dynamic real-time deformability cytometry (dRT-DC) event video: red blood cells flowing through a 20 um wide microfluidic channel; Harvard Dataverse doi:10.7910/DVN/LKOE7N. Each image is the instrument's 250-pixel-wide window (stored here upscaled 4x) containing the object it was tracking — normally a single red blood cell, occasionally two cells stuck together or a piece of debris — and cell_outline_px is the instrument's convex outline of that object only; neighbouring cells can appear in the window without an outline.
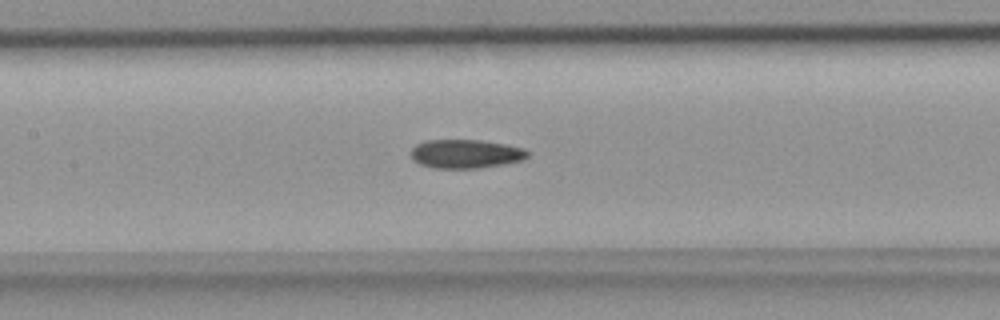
{"species": "common noctule bat (a hibernating species)", "species_latin": "Nyctalus noctula", "temperature_condition": "room temperature", "stored_images_in_passage": 41, "segment_of_instrument_passage": [1, 2], "camera_frame_rate_fps": 3000, "um_per_image_px": 0.085, "animal": {"sex": "female", "body_mass_g": 18.4}, "frame": {"image": 1, "passage_image": 14, "time_ms": 4.333, "image_size_px": [1000, 320], "cell_outline_px": [[528, 156], [524, 160], [504, 164], [480, 168], [432, 168], [420, 164], [412, 160], [412, 148], [416, 144], [424, 140], [480, 140], [504, 144], [524, 148], [528, 152]], "centroid_in_image_um": [39.58, 13.08], "position_along_channel_um": 167.8, "area_um2": 19.65}}
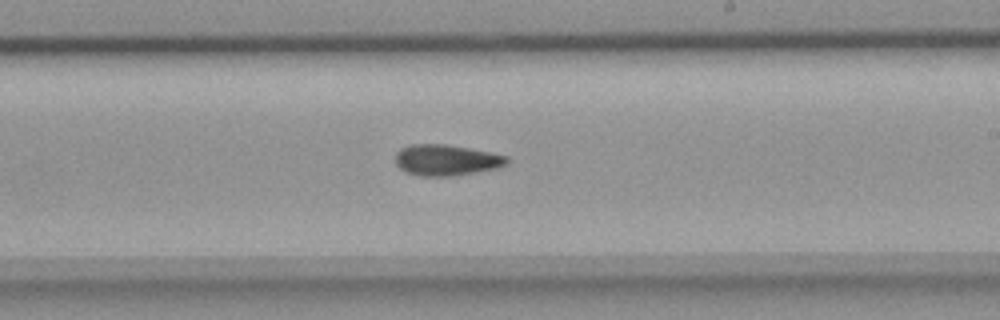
{"frame": {"image": 2, "passage_image": 20, "time_ms": 6.333, "image_size_px": [1000, 320], "cell_outline_px": [[508, 164], [496, 168], [476, 172], [448, 176], [420, 176], [404, 172], [396, 164], [396, 152], [400, 148], [412, 144], [444, 144], [492, 152], [508, 156]], "centroid_in_image_um": [37.92, 13.6], "position_along_channel_um": 251.1, "area_um2": 20.17}}
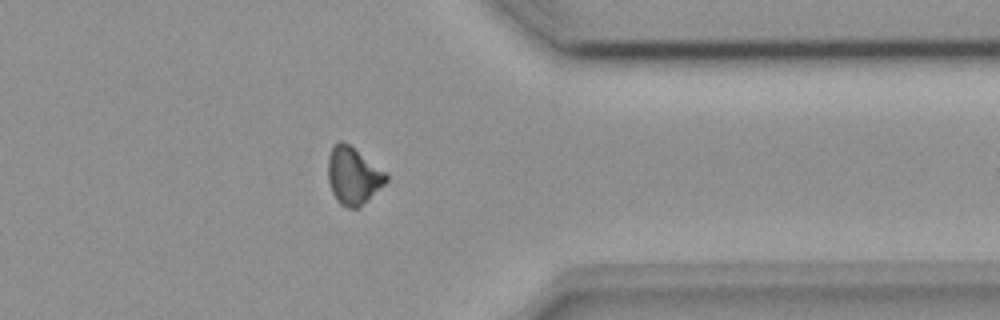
{"frame": {"image": 3, "passage_image": 30, "time_ms": 9.667, "image_size_px": [1000, 320], "cell_outline_px": [[388, 180], [384, 184], [356, 208], [348, 208], [340, 204], [336, 200], [332, 192], [328, 180], [328, 156], [332, 148], [340, 140], [348, 144], [388, 172]], "centroid_in_image_um": [30.02, 14.92], "position_along_channel_um": 381.4, "area_um2": 19.13}}